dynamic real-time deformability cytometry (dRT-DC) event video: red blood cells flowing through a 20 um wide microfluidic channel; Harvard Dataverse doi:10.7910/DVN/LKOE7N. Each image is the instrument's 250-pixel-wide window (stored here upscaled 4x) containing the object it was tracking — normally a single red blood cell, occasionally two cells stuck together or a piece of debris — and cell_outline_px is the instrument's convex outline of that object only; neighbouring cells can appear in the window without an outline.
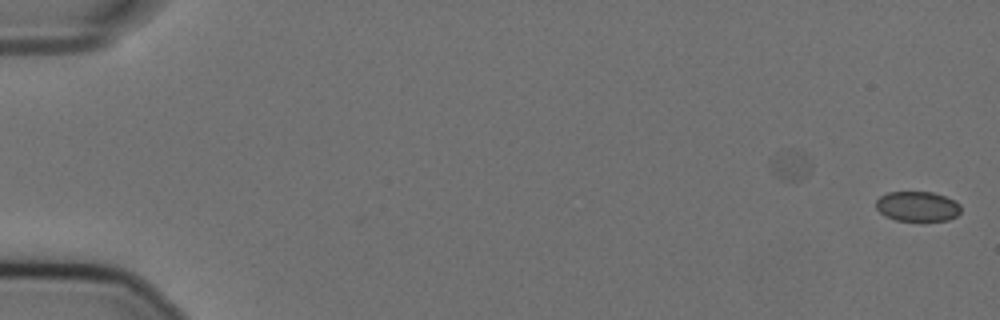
{"species": "Egyptian fruit bat (a non-hibernating species)", "species_latin": "Rousettus aegyptiacus", "temperature_condition": "cold", "stored_images_in_passage": 54, "camera_frame_rate_fps": 3000, "um_per_image_px": 0.085, "animal": {"sex": "female"}, "frame": {"image": 1, "passage_image": 1, "time_ms": 0.0, "image_size_px": [1000, 320], "cell_outline_px": [[960, 212], [956, 216], [948, 220], [896, 220], [884, 216], [876, 208], [876, 200], [880, 196], [888, 192], [932, 192], [944, 196], [960, 204]], "centroid_in_image_um": [77.95, 17.54], "position_along_channel_um": 7.0, "area_um2": 14.68}}
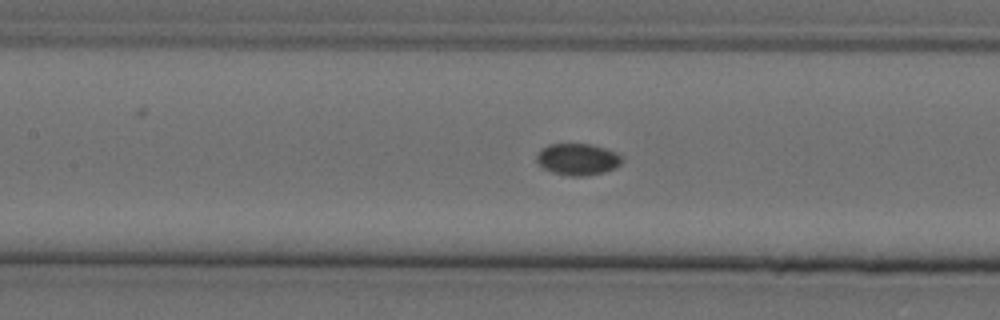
{"frame": {"image": 2, "passage_image": 27, "time_ms": 8.667, "image_size_px": [1000, 320], "cell_outline_px": [[624, 160], [616, 168], [604, 172], [580, 176], [568, 176], [552, 172], [544, 168], [536, 160], [536, 152], [540, 148], [548, 144], [592, 144], [616, 152]], "centroid_in_image_um": [49.08, 13.53], "position_along_channel_um": 158.3, "area_um2": 15.84}}
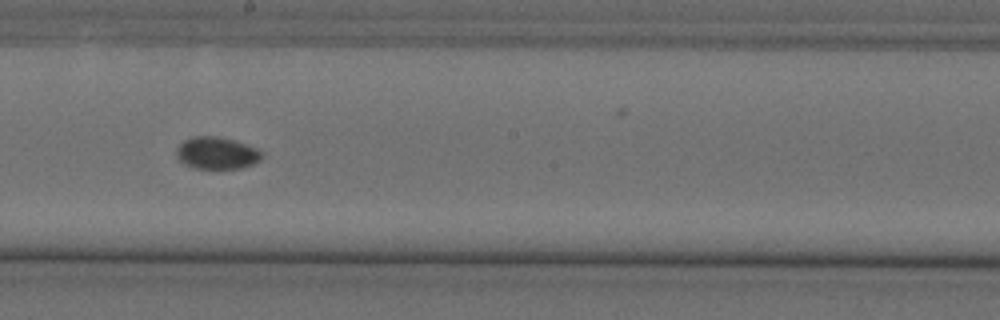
{"frame": {"image": 3, "passage_image": 33, "time_ms": 10.667, "image_size_px": [1000, 320], "cell_outline_px": [[264, 156], [260, 160], [244, 168], [192, 168], [184, 164], [176, 156], [176, 148], [184, 140], [192, 136], [216, 136], [232, 140], [256, 148], [264, 152]], "centroid_in_image_um": [18.42, 13.01], "position_along_channel_um": 229.8, "area_um2": 16.01}, "authors_computed_cell_mechanics": {"area_um2": 15.895, "velocity_mm_per_s": 3.5864, "shape_relaxation_time_tau1_ms": null, "shape_relaxation_time_tau2_ms": 7.2109, "deformation_change_tau1": null, "deformation_change_tau2": 0.038}}